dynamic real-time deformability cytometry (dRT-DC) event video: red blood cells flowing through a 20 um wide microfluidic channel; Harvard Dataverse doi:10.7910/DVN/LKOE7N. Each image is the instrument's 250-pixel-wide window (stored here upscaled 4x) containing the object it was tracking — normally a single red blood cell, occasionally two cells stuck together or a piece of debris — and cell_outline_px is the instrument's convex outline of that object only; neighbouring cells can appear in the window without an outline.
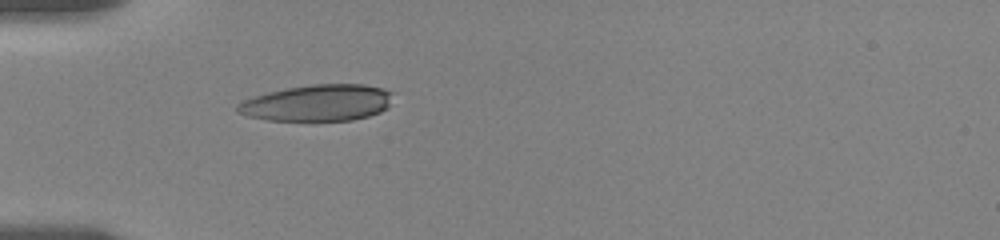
{"species": "human", "species_latin": "Homo sapiens", "temperature_condition": "room temperature", "stored_images_in_passage": 24, "camera_frame_rate_fps": 3000, "um_per_image_px": 0.085, "donor": {"sex": "female"}, "frame": {"image": 1, "passage_image": 1, "time_ms": 0.0, "image_size_px": [1000, 240], "cell_outline_px": [[396, 92], [388, 108], [380, 112], [368, 116], [352, 120], [268, 120], [248, 116], [236, 112], [236, 104], [244, 100], [268, 92], [288, 88], [312, 84], [364, 84]], "centroid_in_image_um": [27.04, 8.74], "position_along_channel_um": 58.0, "area_um2": 33.06}}
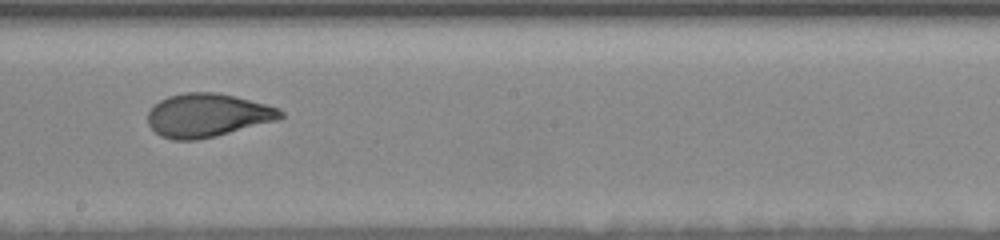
{"frame": {"image": 2, "passage_image": 12, "time_ms": 5.0, "image_size_px": [1000, 240], "cell_outline_px": [[284, 116], [276, 120], [216, 136], [196, 140], [172, 140], [160, 136], [148, 124], [148, 112], [160, 100], [168, 96], [184, 92], [216, 92], [280, 108], [284, 112]], "centroid_in_image_um": [17.61, 9.8], "position_along_channel_um": 230.6, "area_um2": 33.35}}
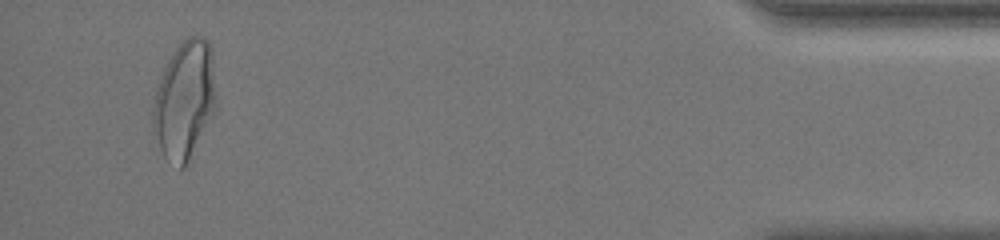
{"frame": {"image": 3, "passage_image": 22, "time_ms": 12.0, "image_size_px": [1000, 240], "cell_outline_px": [[216, 108], [184, 168], [180, 168], [164, 156], [160, 148], [152, 124], [152, 108], [156, 92], [164, 68], [172, 52], [188, 36], [200, 36], [208, 40], [212, 48], [216, 96]], "centroid_in_image_um": [15.7, 8.46], "position_along_channel_um": 419.5, "area_um2": 43.0}, "authors_computed_cell_mechanics": {"area_um2": 33.7841, "velocity_mm_per_s": 3.5915, "shape_relaxation_time_tau1_ms": 4.5081, "shape_relaxation_time_tau2_ms": 1.0377, "deformation_change_tau1": 0.1782, "deformation_change_tau2": 0.0644}}